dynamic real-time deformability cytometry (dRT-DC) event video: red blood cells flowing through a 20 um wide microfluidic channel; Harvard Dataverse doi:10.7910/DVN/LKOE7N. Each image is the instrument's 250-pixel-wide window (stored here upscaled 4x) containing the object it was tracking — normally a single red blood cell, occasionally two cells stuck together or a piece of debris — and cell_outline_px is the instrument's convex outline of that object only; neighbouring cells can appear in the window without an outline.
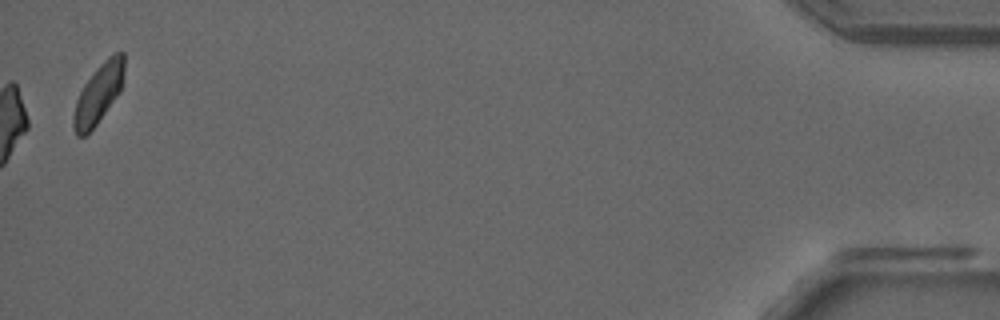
{"species": "common noctule bat (a hibernating species)", "species_latin": "Nyctalus noctula", "temperature_condition": "room temperature", "stored_images_in_passage": 11, "camera_frame_rate_fps": 3000, "um_per_image_px": 0.085, "animal": {"sex": "male", "forearm_length_mm": 52.5}, "frame": {"image": 1, "passage_image": 11, "time_ms": 3.333, "image_size_px": [1000, 320], "cell_outline_px": [[124, 72], [120, 92], [96, 124], [84, 136], [76, 136], [72, 128], [72, 116], [76, 100], [84, 84], [96, 68], [108, 56], [116, 52], [124, 52]], "centroid_in_image_um": [8.35, 7.96], "position_along_channel_um": 426.9, "area_um2": 17.51}}